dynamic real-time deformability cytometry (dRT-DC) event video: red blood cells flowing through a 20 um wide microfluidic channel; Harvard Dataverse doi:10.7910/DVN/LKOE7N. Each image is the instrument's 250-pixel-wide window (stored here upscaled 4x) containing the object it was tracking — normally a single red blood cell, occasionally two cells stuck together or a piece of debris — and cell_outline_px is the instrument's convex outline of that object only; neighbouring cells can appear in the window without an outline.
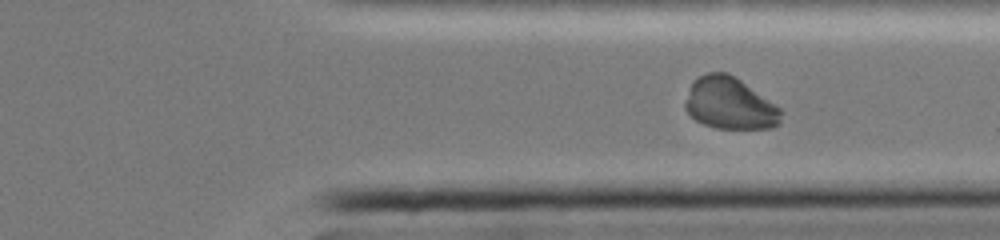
{"species": "common noctule bat (a hibernating species)", "species_latin": "Nyctalus noctula", "temperature_condition": "cold", "stored_images_in_passage": 23, "camera_frame_rate_fps": 3000, "um_per_image_px": 0.085, "animal": {"sex": "female", "body_mass_g": 19.0, "forearm_length_mm": 51.5}, "frame": {"image": 1, "passage_image": 23, "time_ms": 7.333, "image_size_px": [1000, 240], "cell_outline_px": [[784, 112], [780, 124], [772, 128], [716, 128], [704, 124], [696, 120], [684, 108], [684, 104], [692, 80], [708, 72], [728, 72], [740, 80], [780, 108]], "centroid_in_image_um": [62.03, 8.8], "position_along_channel_um": 349.4, "area_um2": 28.9}}